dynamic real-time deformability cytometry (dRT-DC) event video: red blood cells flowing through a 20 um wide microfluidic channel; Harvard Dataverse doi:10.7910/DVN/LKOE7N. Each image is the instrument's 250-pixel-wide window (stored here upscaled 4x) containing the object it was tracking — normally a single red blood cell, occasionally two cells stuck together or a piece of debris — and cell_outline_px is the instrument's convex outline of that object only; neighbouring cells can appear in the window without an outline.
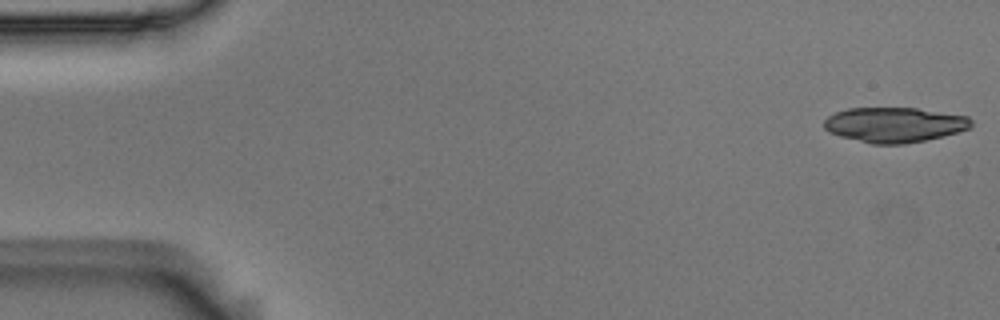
{"species": "Egyptian fruit bat (a non-hibernating species)", "species_latin": "Rousettus aegyptiacus", "temperature_condition": "room temperature", "stored_images_in_passage": 16, "camera_frame_rate_fps": 3000, "um_per_image_px": 0.085, "animal": {"sex": "male"}, "frame": {"image": 1, "passage_image": 1, "time_ms": 0.0, "image_size_px": [1000, 320], "cell_outline_px": [[972, 128], [944, 136], [904, 144], [872, 144], [840, 136], [828, 132], [824, 128], [824, 120], [828, 116], [836, 112], [848, 108], [916, 108], [968, 116], [972, 120]], "centroid_in_image_um": [76.04, 10.6], "position_along_channel_um": 9.0, "area_um2": 30.11}}
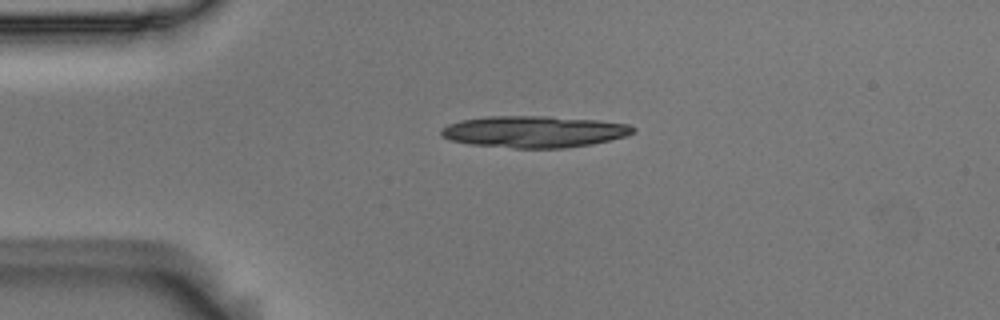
{"frame": {"image": 2, "passage_image": 12, "time_ms": 3.667, "image_size_px": [1000, 320], "cell_outline_px": [[636, 132], [628, 136], [592, 144], [564, 148], [512, 148], [468, 144], [452, 140], [440, 136], [440, 128], [448, 124], [460, 120], [488, 116], [548, 116], [600, 120], [628, 124], [636, 128]], "centroid_in_image_um": [45.41, 11.19], "position_along_channel_um": 39.6, "area_um2": 35.78}}